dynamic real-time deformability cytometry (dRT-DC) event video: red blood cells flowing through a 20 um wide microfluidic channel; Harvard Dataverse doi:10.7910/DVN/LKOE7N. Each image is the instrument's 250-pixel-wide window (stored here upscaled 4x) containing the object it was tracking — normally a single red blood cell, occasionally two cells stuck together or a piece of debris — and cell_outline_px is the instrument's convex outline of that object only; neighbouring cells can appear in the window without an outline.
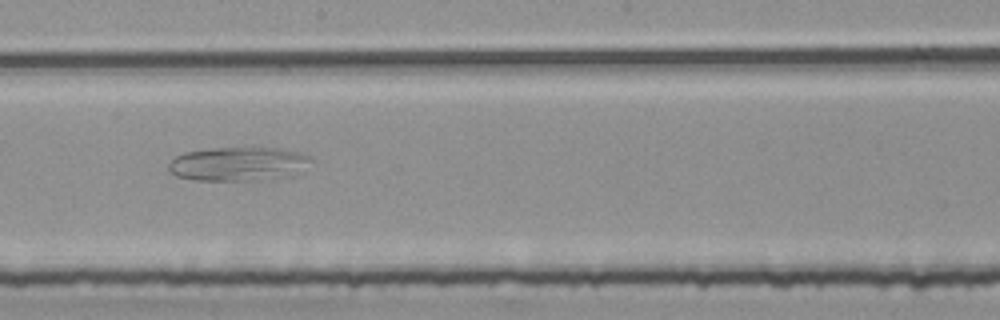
{"species": "common noctule bat (a hibernating species)", "species_latin": "Nyctalus noctula", "temperature_condition": "room temperature", "stored_images_in_passage": 55, "segment_of_instrument_passage": [2, 2], "camera_frame_rate_fps": 3000, "um_per_image_px": 0.085, "animal": {"sex": "female", "body_mass_g": 25.1}, "frame": {"image": 1, "passage_image": 31, "time_ms": 10.0, "image_size_px": [1000, 320], "cell_outline_px": [[312, 160], [300, 172], [292, 176], [272, 180], [192, 180], [176, 176], [168, 172], [168, 164], [176, 156], [184, 152], [212, 148], [280, 148], [300, 152], [312, 156]], "centroid_in_image_um": [20.28, 13.94], "position_along_channel_um": 227.9, "area_um2": 28.61}}
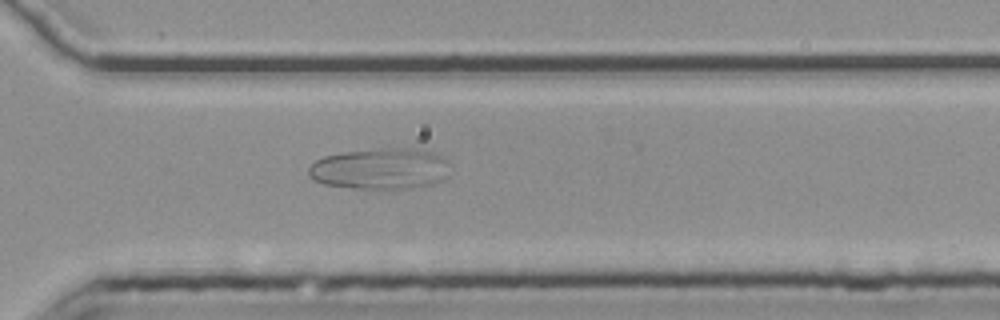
{"frame": {"image": 2, "passage_image": 40, "time_ms": 13.0, "image_size_px": [1000, 320], "cell_outline_px": [[448, 160], [440, 180], [432, 184], [416, 188], [380, 192], [324, 184], [312, 180], [308, 176], [308, 168], [316, 160], [324, 156], [344, 152], [388, 148], [408, 148], [432, 152]], "centroid_in_image_um": [32.24, 14.39], "position_along_channel_um": 338.4, "area_um2": 34.28}}
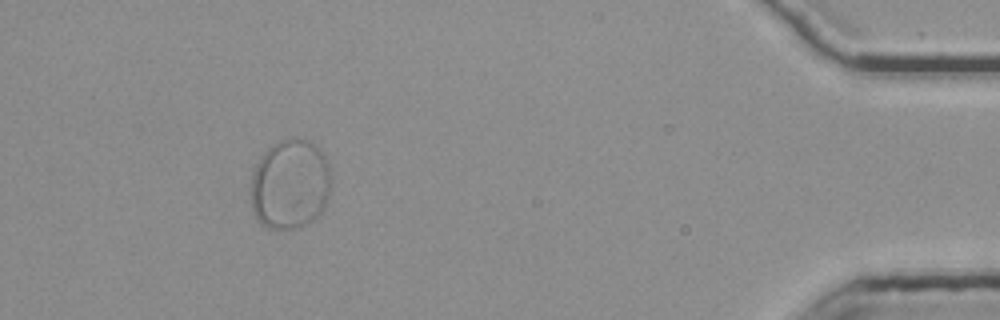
{"frame": {"image": 3, "passage_image": 51, "time_ms": 16.667, "image_size_px": [1000, 320], "cell_outline_px": [[332, 180], [328, 196], [324, 204], [316, 216], [312, 220], [300, 228], [268, 228], [252, 212], [252, 176], [256, 164], [264, 152], [268, 148], [280, 140], [292, 136], [304, 136], [312, 140], [316, 144], [324, 156], [328, 164], [332, 176]], "centroid_in_image_um": [24.68, 15.6], "position_along_channel_um": 410.5, "area_um2": 42.31}}